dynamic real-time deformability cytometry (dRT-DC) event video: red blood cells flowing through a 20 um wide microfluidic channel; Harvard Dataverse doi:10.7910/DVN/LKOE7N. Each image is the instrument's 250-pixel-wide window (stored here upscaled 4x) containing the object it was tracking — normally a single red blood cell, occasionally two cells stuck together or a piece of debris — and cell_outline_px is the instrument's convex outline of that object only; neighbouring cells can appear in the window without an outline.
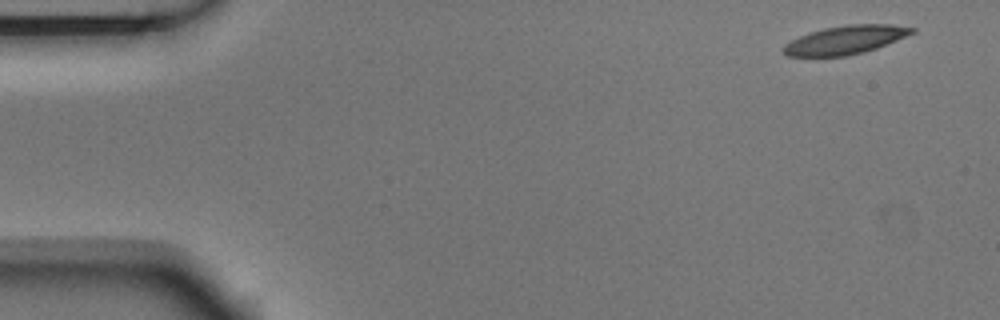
{"species": "Egyptian fruit bat (a non-hibernating species)", "species_latin": "Rousettus aegyptiacus", "temperature_condition": "room temperature", "stored_images_in_passage": 4, "camera_frame_rate_fps": 3000, "um_per_image_px": 0.085, "animal": {"sex": "male"}, "frame": {"image": 1, "passage_image": 1, "time_ms": 0.0, "image_size_px": [1000, 320], "cell_outline_px": [[916, 32], [908, 36], [876, 48], [864, 52], [848, 56], [788, 56], [784, 52], [784, 44], [808, 32], [824, 28], [848, 24], [892, 24], [916, 28]], "centroid_in_image_um": [71.91, 3.38], "position_along_channel_um": 13.1, "area_um2": 21.39}}